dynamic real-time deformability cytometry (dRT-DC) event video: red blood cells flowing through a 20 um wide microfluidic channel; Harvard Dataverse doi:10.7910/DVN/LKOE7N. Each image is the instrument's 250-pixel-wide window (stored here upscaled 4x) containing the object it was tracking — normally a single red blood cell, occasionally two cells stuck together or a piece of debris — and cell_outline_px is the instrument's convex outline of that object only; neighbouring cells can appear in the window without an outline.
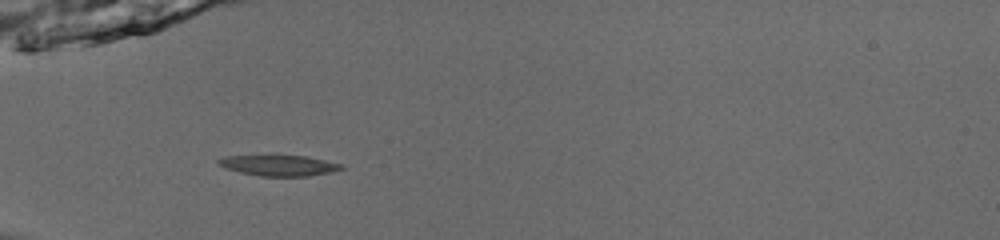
{"species": "common noctule bat (a hibernating species)", "species_latin": "Nyctalus noctula", "temperature_condition": "room temperature", "stored_images_in_passage": 35, "camera_frame_rate_fps": 3000, "um_per_image_px": 0.085, "animal": {"sex": "male", "body_mass_g": 13.0, "forearm_length_mm": 53.1}, "frame": {"image": 1, "passage_image": 1, "time_ms": 0.0, "image_size_px": [1000, 240], "cell_outline_px": [[344, 168], [332, 172], [308, 176], [260, 176], [240, 172], [224, 168], [216, 164], [216, 160], [224, 156], [276, 152], [308, 156], [344, 164]], "centroid_in_image_um": [23.66, 13.99], "position_along_channel_um": 61.3, "area_um2": 16.13}}
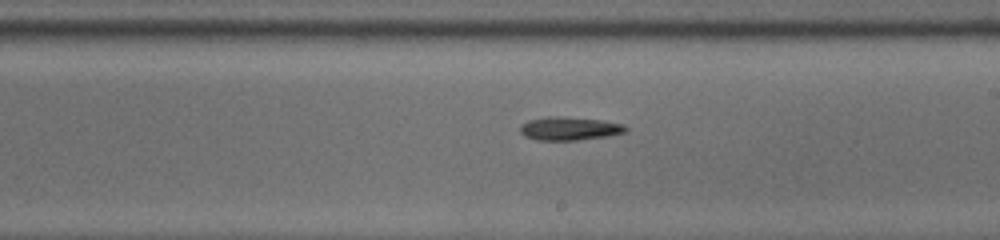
{"frame": {"image": 2, "passage_image": 15, "time_ms": 4.667, "image_size_px": [1000, 240], "cell_outline_px": [[628, 128], [624, 132], [608, 136], [576, 140], [536, 140], [524, 136], [520, 132], [520, 124], [528, 120], [548, 116], [560, 116], [600, 120], [624, 124]], "centroid_in_image_um": [48.36, 10.92], "position_along_channel_um": 240.6, "area_um2": 14.39}}
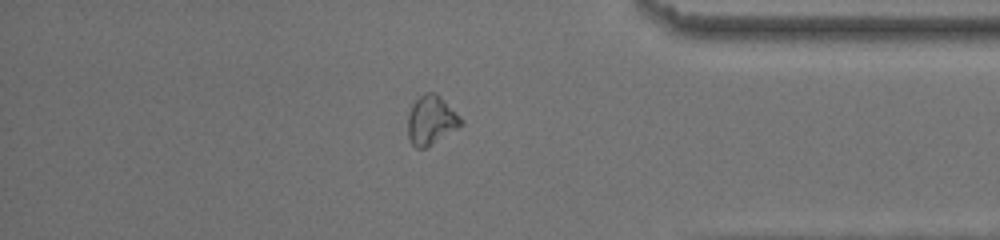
{"frame": {"image": 3, "passage_image": 28, "time_ms": 9.0, "image_size_px": [1000, 240], "cell_outline_px": [[464, 124], [424, 148], [416, 148], [412, 144], [408, 136], [408, 116], [412, 104], [424, 92], [436, 92], [464, 120]], "centroid_in_image_um": [36.65, 10.19], "position_along_channel_um": 398.5, "area_um2": 15.03}, "authors_computed_cell_mechanics": {"area_um2": 14.5656, "velocity_mm_per_s": 3.9787, "shape_relaxation_time_tau1_ms": 11.2884, "shape_relaxation_time_tau2_ms": null, "deformation_change_tau1": 0.2161, "deformation_change_tau2": null}}